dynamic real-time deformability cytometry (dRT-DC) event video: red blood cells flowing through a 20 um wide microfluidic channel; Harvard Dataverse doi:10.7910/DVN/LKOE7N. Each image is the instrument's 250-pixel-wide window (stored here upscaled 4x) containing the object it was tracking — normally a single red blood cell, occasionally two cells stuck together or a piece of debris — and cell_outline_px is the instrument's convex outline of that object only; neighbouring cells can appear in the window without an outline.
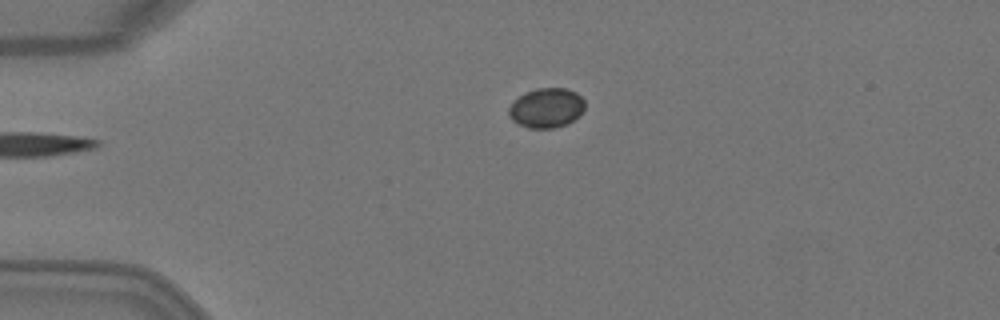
{"species": "Egyptian fruit bat (a non-hibernating species)", "species_latin": "Rousettus aegyptiacus", "temperature_condition": "warm", "stored_images_in_passage": 4, "camera_frame_rate_fps": 3000, "um_per_image_px": 0.085, "animal": {"sex": "female"}, "frame": {"image": 1, "passage_image": 4, "time_ms": 1.0, "image_size_px": [1000, 320], "cell_outline_px": [[584, 108], [580, 116], [568, 124], [556, 128], [528, 128], [512, 120], [508, 116], [508, 108], [520, 96], [536, 88], [568, 88], [576, 92], [584, 100]], "centroid_in_image_um": [46.48, 9.18], "position_along_channel_um": 38.5, "area_um2": 17.63}}